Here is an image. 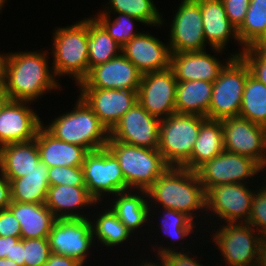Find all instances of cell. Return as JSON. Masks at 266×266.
I'll use <instances>...</instances> for the list:
<instances>
[{
  "label": "cell",
  "instance_id": "680465c9",
  "mask_svg": "<svg viewBox=\"0 0 266 266\" xmlns=\"http://www.w3.org/2000/svg\"><path fill=\"white\" fill-rule=\"evenodd\" d=\"M254 266H265V264H264V262L262 261V262L258 263L257 265H254Z\"/></svg>",
  "mask_w": 266,
  "mask_h": 266
},
{
  "label": "cell",
  "instance_id": "11a10c76",
  "mask_svg": "<svg viewBox=\"0 0 266 266\" xmlns=\"http://www.w3.org/2000/svg\"><path fill=\"white\" fill-rule=\"evenodd\" d=\"M263 262L266 266V248H263Z\"/></svg>",
  "mask_w": 266,
  "mask_h": 266
},
{
  "label": "cell",
  "instance_id": "4fadbf2b",
  "mask_svg": "<svg viewBox=\"0 0 266 266\" xmlns=\"http://www.w3.org/2000/svg\"><path fill=\"white\" fill-rule=\"evenodd\" d=\"M177 82L171 68L143 74L137 90L138 103L159 120L167 118L176 113Z\"/></svg>",
  "mask_w": 266,
  "mask_h": 266
},
{
  "label": "cell",
  "instance_id": "ab89813d",
  "mask_svg": "<svg viewBox=\"0 0 266 266\" xmlns=\"http://www.w3.org/2000/svg\"><path fill=\"white\" fill-rule=\"evenodd\" d=\"M261 189L254 191L252 210L247 222L263 236L266 233V184Z\"/></svg>",
  "mask_w": 266,
  "mask_h": 266
},
{
  "label": "cell",
  "instance_id": "5bb4252c",
  "mask_svg": "<svg viewBox=\"0 0 266 266\" xmlns=\"http://www.w3.org/2000/svg\"><path fill=\"white\" fill-rule=\"evenodd\" d=\"M254 190L247 184L215 185L206 192V211L227 223H247ZM209 210V211H208Z\"/></svg>",
  "mask_w": 266,
  "mask_h": 266
},
{
  "label": "cell",
  "instance_id": "9a60e30c",
  "mask_svg": "<svg viewBox=\"0 0 266 266\" xmlns=\"http://www.w3.org/2000/svg\"><path fill=\"white\" fill-rule=\"evenodd\" d=\"M175 12L168 43L171 53L204 51L206 41L199 4L195 0H182Z\"/></svg>",
  "mask_w": 266,
  "mask_h": 266
},
{
  "label": "cell",
  "instance_id": "d6986e66",
  "mask_svg": "<svg viewBox=\"0 0 266 266\" xmlns=\"http://www.w3.org/2000/svg\"><path fill=\"white\" fill-rule=\"evenodd\" d=\"M29 102L9 100L0 111V147L35 139L42 121L26 106Z\"/></svg>",
  "mask_w": 266,
  "mask_h": 266
},
{
  "label": "cell",
  "instance_id": "484cf974",
  "mask_svg": "<svg viewBox=\"0 0 266 266\" xmlns=\"http://www.w3.org/2000/svg\"><path fill=\"white\" fill-rule=\"evenodd\" d=\"M7 209L19 221L21 239L48 238L56 218L45 203L11 201Z\"/></svg>",
  "mask_w": 266,
  "mask_h": 266
},
{
  "label": "cell",
  "instance_id": "1f68e13d",
  "mask_svg": "<svg viewBox=\"0 0 266 266\" xmlns=\"http://www.w3.org/2000/svg\"><path fill=\"white\" fill-rule=\"evenodd\" d=\"M237 30L243 47L240 53H233L234 57L241 56L245 48L252 47L257 41L266 39V0H250L245 19Z\"/></svg>",
  "mask_w": 266,
  "mask_h": 266
},
{
  "label": "cell",
  "instance_id": "2e32d148",
  "mask_svg": "<svg viewBox=\"0 0 266 266\" xmlns=\"http://www.w3.org/2000/svg\"><path fill=\"white\" fill-rule=\"evenodd\" d=\"M160 122L161 120L149 114L137 102L110 131L109 140L148 149H157Z\"/></svg>",
  "mask_w": 266,
  "mask_h": 266
},
{
  "label": "cell",
  "instance_id": "e575fe53",
  "mask_svg": "<svg viewBox=\"0 0 266 266\" xmlns=\"http://www.w3.org/2000/svg\"><path fill=\"white\" fill-rule=\"evenodd\" d=\"M108 5L103 12L105 15L114 13L127 14L135 17L143 24L152 26L163 25L164 20L152 0H109ZM109 8L111 10H109ZM107 10V11H106Z\"/></svg>",
  "mask_w": 266,
  "mask_h": 266
},
{
  "label": "cell",
  "instance_id": "d4e9b609",
  "mask_svg": "<svg viewBox=\"0 0 266 266\" xmlns=\"http://www.w3.org/2000/svg\"><path fill=\"white\" fill-rule=\"evenodd\" d=\"M41 162L36 140L9 143L0 147V172L7 179L26 176Z\"/></svg>",
  "mask_w": 266,
  "mask_h": 266
},
{
  "label": "cell",
  "instance_id": "74e56055",
  "mask_svg": "<svg viewBox=\"0 0 266 266\" xmlns=\"http://www.w3.org/2000/svg\"><path fill=\"white\" fill-rule=\"evenodd\" d=\"M50 254L48 238L23 239L24 266H44Z\"/></svg>",
  "mask_w": 266,
  "mask_h": 266
},
{
  "label": "cell",
  "instance_id": "ee69618b",
  "mask_svg": "<svg viewBox=\"0 0 266 266\" xmlns=\"http://www.w3.org/2000/svg\"><path fill=\"white\" fill-rule=\"evenodd\" d=\"M0 236L21 237L19 221L8 209L0 210Z\"/></svg>",
  "mask_w": 266,
  "mask_h": 266
},
{
  "label": "cell",
  "instance_id": "f1b7e54d",
  "mask_svg": "<svg viewBox=\"0 0 266 266\" xmlns=\"http://www.w3.org/2000/svg\"><path fill=\"white\" fill-rule=\"evenodd\" d=\"M213 82L178 81L176 87V113L197 115L207 118Z\"/></svg>",
  "mask_w": 266,
  "mask_h": 266
},
{
  "label": "cell",
  "instance_id": "f546056e",
  "mask_svg": "<svg viewBox=\"0 0 266 266\" xmlns=\"http://www.w3.org/2000/svg\"><path fill=\"white\" fill-rule=\"evenodd\" d=\"M11 185V200L23 203L44 204L47 198L49 180L48 167L40 162L37 168L26 176L8 179Z\"/></svg>",
  "mask_w": 266,
  "mask_h": 266
},
{
  "label": "cell",
  "instance_id": "8fae6325",
  "mask_svg": "<svg viewBox=\"0 0 266 266\" xmlns=\"http://www.w3.org/2000/svg\"><path fill=\"white\" fill-rule=\"evenodd\" d=\"M91 219H56L48 235L51 253L84 264L94 239Z\"/></svg>",
  "mask_w": 266,
  "mask_h": 266
},
{
  "label": "cell",
  "instance_id": "d590c367",
  "mask_svg": "<svg viewBox=\"0 0 266 266\" xmlns=\"http://www.w3.org/2000/svg\"><path fill=\"white\" fill-rule=\"evenodd\" d=\"M119 16L112 19L110 15L97 13L94 17L108 32V34L122 47L129 42L139 32H134V21L141 22L139 19L129 16L127 14L116 13ZM113 20H111V19Z\"/></svg>",
  "mask_w": 266,
  "mask_h": 266
},
{
  "label": "cell",
  "instance_id": "bcb514c9",
  "mask_svg": "<svg viewBox=\"0 0 266 266\" xmlns=\"http://www.w3.org/2000/svg\"><path fill=\"white\" fill-rule=\"evenodd\" d=\"M21 237L0 236V258H7L12 260L13 245Z\"/></svg>",
  "mask_w": 266,
  "mask_h": 266
},
{
  "label": "cell",
  "instance_id": "44dd1931",
  "mask_svg": "<svg viewBox=\"0 0 266 266\" xmlns=\"http://www.w3.org/2000/svg\"><path fill=\"white\" fill-rule=\"evenodd\" d=\"M226 64L205 51L171 53L170 68L177 81L214 82Z\"/></svg>",
  "mask_w": 266,
  "mask_h": 266
},
{
  "label": "cell",
  "instance_id": "6f0895ef",
  "mask_svg": "<svg viewBox=\"0 0 266 266\" xmlns=\"http://www.w3.org/2000/svg\"><path fill=\"white\" fill-rule=\"evenodd\" d=\"M7 0H0V11H2V8Z\"/></svg>",
  "mask_w": 266,
  "mask_h": 266
},
{
  "label": "cell",
  "instance_id": "30bf717a",
  "mask_svg": "<svg viewBox=\"0 0 266 266\" xmlns=\"http://www.w3.org/2000/svg\"><path fill=\"white\" fill-rule=\"evenodd\" d=\"M263 168L252 158L224 150L201 165L196 173L207 192L215 185L246 184L244 180L255 177Z\"/></svg>",
  "mask_w": 266,
  "mask_h": 266
},
{
  "label": "cell",
  "instance_id": "52a82bcc",
  "mask_svg": "<svg viewBox=\"0 0 266 266\" xmlns=\"http://www.w3.org/2000/svg\"><path fill=\"white\" fill-rule=\"evenodd\" d=\"M230 57L219 77L213 82L208 119L221 120L239 116L244 87L250 70L241 56L234 57L231 54Z\"/></svg>",
  "mask_w": 266,
  "mask_h": 266
},
{
  "label": "cell",
  "instance_id": "277c9868",
  "mask_svg": "<svg viewBox=\"0 0 266 266\" xmlns=\"http://www.w3.org/2000/svg\"><path fill=\"white\" fill-rule=\"evenodd\" d=\"M53 34L51 68L56 78L69 75L79 84L89 72L88 18L65 28L58 27Z\"/></svg>",
  "mask_w": 266,
  "mask_h": 266
},
{
  "label": "cell",
  "instance_id": "d6a6232c",
  "mask_svg": "<svg viewBox=\"0 0 266 266\" xmlns=\"http://www.w3.org/2000/svg\"><path fill=\"white\" fill-rule=\"evenodd\" d=\"M239 117L266 126V85L251 74L245 83Z\"/></svg>",
  "mask_w": 266,
  "mask_h": 266
},
{
  "label": "cell",
  "instance_id": "3957f363",
  "mask_svg": "<svg viewBox=\"0 0 266 266\" xmlns=\"http://www.w3.org/2000/svg\"><path fill=\"white\" fill-rule=\"evenodd\" d=\"M74 110L56 117L43 127L56 139L86 148L89 152L107 146L110 132L79 96Z\"/></svg>",
  "mask_w": 266,
  "mask_h": 266
},
{
  "label": "cell",
  "instance_id": "836d02e7",
  "mask_svg": "<svg viewBox=\"0 0 266 266\" xmlns=\"http://www.w3.org/2000/svg\"><path fill=\"white\" fill-rule=\"evenodd\" d=\"M97 215V221L91 222L93 235L97 242L104 246H117L126 240L128 241L132 232L117 218L114 212L109 209Z\"/></svg>",
  "mask_w": 266,
  "mask_h": 266
},
{
  "label": "cell",
  "instance_id": "b9f144b4",
  "mask_svg": "<svg viewBox=\"0 0 266 266\" xmlns=\"http://www.w3.org/2000/svg\"><path fill=\"white\" fill-rule=\"evenodd\" d=\"M241 57L247 63L250 74L266 85V61L252 48H245Z\"/></svg>",
  "mask_w": 266,
  "mask_h": 266
},
{
  "label": "cell",
  "instance_id": "4dcf8cb0",
  "mask_svg": "<svg viewBox=\"0 0 266 266\" xmlns=\"http://www.w3.org/2000/svg\"><path fill=\"white\" fill-rule=\"evenodd\" d=\"M88 38L89 70L121 54L122 47L94 17L88 18Z\"/></svg>",
  "mask_w": 266,
  "mask_h": 266
},
{
  "label": "cell",
  "instance_id": "7a4b0ae2",
  "mask_svg": "<svg viewBox=\"0 0 266 266\" xmlns=\"http://www.w3.org/2000/svg\"><path fill=\"white\" fill-rule=\"evenodd\" d=\"M147 193L151 204L158 202L162 208L185 213L193 221L196 217L194 212L206 211V191L196 171L183 167H168L147 189Z\"/></svg>",
  "mask_w": 266,
  "mask_h": 266
},
{
  "label": "cell",
  "instance_id": "f907efd6",
  "mask_svg": "<svg viewBox=\"0 0 266 266\" xmlns=\"http://www.w3.org/2000/svg\"><path fill=\"white\" fill-rule=\"evenodd\" d=\"M8 54H0V87H3L5 76V65Z\"/></svg>",
  "mask_w": 266,
  "mask_h": 266
},
{
  "label": "cell",
  "instance_id": "7402d4cb",
  "mask_svg": "<svg viewBox=\"0 0 266 266\" xmlns=\"http://www.w3.org/2000/svg\"><path fill=\"white\" fill-rule=\"evenodd\" d=\"M201 9L204 38L217 53L226 47L231 36L241 45L238 30L229 21L222 0H195Z\"/></svg>",
  "mask_w": 266,
  "mask_h": 266
},
{
  "label": "cell",
  "instance_id": "7c38bea8",
  "mask_svg": "<svg viewBox=\"0 0 266 266\" xmlns=\"http://www.w3.org/2000/svg\"><path fill=\"white\" fill-rule=\"evenodd\" d=\"M224 150L247 156L266 167L265 127L241 117L221 119Z\"/></svg>",
  "mask_w": 266,
  "mask_h": 266
},
{
  "label": "cell",
  "instance_id": "5b68a950",
  "mask_svg": "<svg viewBox=\"0 0 266 266\" xmlns=\"http://www.w3.org/2000/svg\"><path fill=\"white\" fill-rule=\"evenodd\" d=\"M118 159L128 189L147 190L167 169L158 149L108 140L106 146Z\"/></svg>",
  "mask_w": 266,
  "mask_h": 266
},
{
  "label": "cell",
  "instance_id": "e0dca14e",
  "mask_svg": "<svg viewBox=\"0 0 266 266\" xmlns=\"http://www.w3.org/2000/svg\"><path fill=\"white\" fill-rule=\"evenodd\" d=\"M80 97L110 132L137 101V91L124 89L79 88Z\"/></svg>",
  "mask_w": 266,
  "mask_h": 266
},
{
  "label": "cell",
  "instance_id": "8d00e7d4",
  "mask_svg": "<svg viewBox=\"0 0 266 266\" xmlns=\"http://www.w3.org/2000/svg\"><path fill=\"white\" fill-rule=\"evenodd\" d=\"M162 212L160 227L161 231L166 235L165 237H170L169 239H172V241L178 242V240H184V237L188 238L194 231L195 221L185 213L167 208H163Z\"/></svg>",
  "mask_w": 266,
  "mask_h": 266
},
{
  "label": "cell",
  "instance_id": "60d3db41",
  "mask_svg": "<svg viewBox=\"0 0 266 266\" xmlns=\"http://www.w3.org/2000/svg\"><path fill=\"white\" fill-rule=\"evenodd\" d=\"M157 249L158 260H160L162 266H203V264L190 257L189 251L184 253V249L176 251V249L172 250L170 247L163 248L161 245Z\"/></svg>",
  "mask_w": 266,
  "mask_h": 266
},
{
  "label": "cell",
  "instance_id": "c3c4849f",
  "mask_svg": "<svg viewBox=\"0 0 266 266\" xmlns=\"http://www.w3.org/2000/svg\"><path fill=\"white\" fill-rule=\"evenodd\" d=\"M12 260L15 261L19 266H24V259H23V239H19L13 245Z\"/></svg>",
  "mask_w": 266,
  "mask_h": 266
},
{
  "label": "cell",
  "instance_id": "db71d44e",
  "mask_svg": "<svg viewBox=\"0 0 266 266\" xmlns=\"http://www.w3.org/2000/svg\"><path fill=\"white\" fill-rule=\"evenodd\" d=\"M160 264V265H159ZM139 266H162V263L160 262H158V263H153V262H143V263H141V265H139Z\"/></svg>",
  "mask_w": 266,
  "mask_h": 266
},
{
  "label": "cell",
  "instance_id": "603a6c76",
  "mask_svg": "<svg viewBox=\"0 0 266 266\" xmlns=\"http://www.w3.org/2000/svg\"><path fill=\"white\" fill-rule=\"evenodd\" d=\"M40 160L48 168L55 166H82L89 151L75 144L56 139L43 125L38 129L35 137Z\"/></svg>",
  "mask_w": 266,
  "mask_h": 266
},
{
  "label": "cell",
  "instance_id": "6da1fadb",
  "mask_svg": "<svg viewBox=\"0 0 266 266\" xmlns=\"http://www.w3.org/2000/svg\"><path fill=\"white\" fill-rule=\"evenodd\" d=\"M43 52L8 53L3 88L10 100L31 104L43 93L58 90L59 80L49 70L47 51Z\"/></svg>",
  "mask_w": 266,
  "mask_h": 266
},
{
  "label": "cell",
  "instance_id": "83f0119b",
  "mask_svg": "<svg viewBox=\"0 0 266 266\" xmlns=\"http://www.w3.org/2000/svg\"><path fill=\"white\" fill-rule=\"evenodd\" d=\"M129 191H122L115 194L116 197L109 208L134 233L133 231L145 225L151 215L149 212H151L152 207L149 206L151 204L148 202V199H145V197L148 198L147 190H138V195Z\"/></svg>",
  "mask_w": 266,
  "mask_h": 266
},
{
  "label": "cell",
  "instance_id": "9f6ffc18",
  "mask_svg": "<svg viewBox=\"0 0 266 266\" xmlns=\"http://www.w3.org/2000/svg\"><path fill=\"white\" fill-rule=\"evenodd\" d=\"M263 248H266V233L262 236Z\"/></svg>",
  "mask_w": 266,
  "mask_h": 266
},
{
  "label": "cell",
  "instance_id": "f35d334b",
  "mask_svg": "<svg viewBox=\"0 0 266 266\" xmlns=\"http://www.w3.org/2000/svg\"><path fill=\"white\" fill-rule=\"evenodd\" d=\"M48 180L50 186L70 185L86 186L82 166H55L48 168Z\"/></svg>",
  "mask_w": 266,
  "mask_h": 266
},
{
  "label": "cell",
  "instance_id": "7dc6e473",
  "mask_svg": "<svg viewBox=\"0 0 266 266\" xmlns=\"http://www.w3.org/2000/svg\"><path fill=\"white\" fill-rule=\"evenodd\" d=\"M44 266H83V265L74 260L73 258L51 253L47 263Z\"/></svg>",
  "mask_w": 266,
  "mask_h": 266
},
{
  "label": "cell",
  "instance_id": "7bdbcfd3",
  "mask_svg": "<svg viewBox=\"0 0 266 266\" xmlns=\"http://www.w3.org/2000/svg\"><path fill=\"white\" fill-rule=\"evenodd\" d=\"M227 18L238 29L248 11L250 0H222Z\"/></svg>",
  "mask_w": 266,
  "mask_h": 266
},
{
  "label": "cell",
  "instance_id": "681fc988",
  "mask_svg": "<svg viewBox=\"0 0 266 266\" xmlns=\"http://www.w3.org/2000/svg\"><path fill=\"white\" fill-rule=\"evenodd\" d=\"M252 48L266 61V39L257 41Z\"/></svg>",
  "mask_w": 266,
  "mask_h": 266
},
{
  "label": "cell",
  "instance_id": "ac0fdd59",
  "mask_svg": "<svg viewBox=\"0 0 266 266\" xmlns=\"http://www.w3.org/2000/svg\"><path fill=\"white\" fill-rule=\"evenodd\" d=\"M142 74L121 53L103 64L92 67L78 88L139 89Z\"/></svg>",
  "mask_w": 266,
  "mask_h": 266
},
{
  "label": "cell",
  "instance_id": "ffe728a7",
  "mask_svg": "<svg viewBox=\"0 0 266 266\" xmlns=\"http://www.w3.org/2000/svg\"><path fill=\"white\" fill-rule=\"evenodd\" d=\"M121 53L142 75L170 68L171 51L169 45L162 43L149 33L140 32L122 46Z\"/></svg>",
  "mask_w": 266,
  "mask_h": 266
},
{
  "label": "cell",
  "instance_id": "ba28073f",
  "mask_svg": "<svg viewBox=\"0 0 266 266\" xmlns=\"http://www.w3.org/2000/svg\"><path fill=\"white\" fill-rule=\"evenodd\" d=\"M221 227V228H220ZM213 233L226 266H254L263 261V240L247 223H227Z\"/></svg>",
  "mask_w": 266,
  "mask_h": 266
},
{
  "label": "cell",
  "instance_id": "9c48e42d",
  "mask_svg": "<svg viewBox=\"0 0 266 266\" xmlns=\"http://www.w3.org/2000/svg\"><path fill=\"white\" fill-rule=\"evenodd\" d=\"M82 169L88 193L97 204L101 199L103 201L105 194L114 196L118 192L128 190L119 161L107 147L89 152Z\"/></svg>",
  "mask_w": 266,
  "mask_h": 266
},
{
  "label": "cell",
  "instance_id": "816d5d0a",
  "mask_svg": "<svg viewBox=\"0 0 266 266\" xmlns=\"http://www.w3.org/2000/svg\"><path fill=\"white\" fill-rule=\"evenodd\" d=\"M9 100L10 99L5 93L4 88L0 87V111Z\"/></svg>",
  "mask_w": 266,
  "mask_h": 266
},
{
  "label": "cell",
  "instance_id": "8992f818",
  "mask_svg": "<svg viewBox=\"0 0 266 266\" xmlns=\"http://www.w3.org/2000/svg\"><path fill=\"white\" fill-rule=\"evenodd\" d=\"M206 117L174 113L160 122L158 151L169 167H182L191 157Z\"/></svg>",
  "mask_w": 266,
  "mask_h": 266
},
{
  "label": "cell",
  "instance_id": "cb8c5ba5",
  "mask_svg": "<svg viewBox=\"0 0 266 266\" xmlns=\"http://www.w3.org/2000/svg\"><path fill=\"white\" fill-rule=\"evenodd\" d=\"M96 203L86 186L70 185L50 186L45 201V205L56 219L88 218L85 214L78 213L80 211L78 209H83L87 205L93 206Z\"/></svg>",
  "mask_w": 266,
  "mask_h": 266
},
{
  "label": "cell",
  "instance_id": "f5cc1de1",
  "mask_svg": "<svg viewBox=\"0 0 266 266\" xmlns=\"http://www.w3.org/2000/svg\"><path fill=\"white\" fill-rule=\"evenodd\" d=\"M0 266H19V265L13 260L7 258H0Z\"/></svg>",
  "mask_w": 266,
  "mask_h": 266
},
{
  "label": "cell",
  "instance_id": "f6af8a7d",
  "mask_svg": "<svg viewBox=\"0 0 266 266\" xmlns=\"http://www.w3.org/2000/svg\"><path fill=\"white\" fill-rule=\"evenodd\" d=\"M11 201L10 181L0 172V210L7 209Z\"/></svg>",
  "mask_w": 266,
  "mask_h": 266
},
{
  "label": "cell",
  "instance_id": "4316f807",
  "mask_svg": "<svg viewBox=\"0 0 266 266\" xmlns=\"http://www.w3.org/2000/svg\"><path fill=\"white\" fill-rule=\"evenodd\" d=\"M223 151L221 120L207 118L201 124L190 159L182 167L196 171L205 162L212 160Z\"/></svg>",
  "mask_w": 266,
  "mask_h": 266
}]
</instances>
